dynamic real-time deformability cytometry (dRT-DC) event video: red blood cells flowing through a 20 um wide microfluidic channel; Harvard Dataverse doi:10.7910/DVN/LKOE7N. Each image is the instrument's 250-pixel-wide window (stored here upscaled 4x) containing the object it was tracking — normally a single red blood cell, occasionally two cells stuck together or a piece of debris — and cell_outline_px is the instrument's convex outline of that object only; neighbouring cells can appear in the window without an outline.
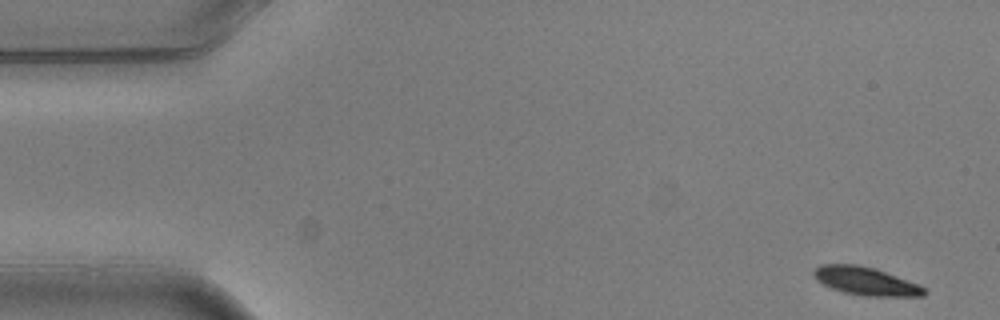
{"species": "common noctule bat (a hibernating species)", "species_latin": "Nyctalus noctula", "temperature_condition": "warm", "stored_images_in_passage": 6, "camera_frame_rate_fps": 3000, "um_per_image_px": 0.085, "animal": {"sex": "male", "body_mass_g": 20.5, "forearm_length_mm": 52.5}, "frame": {"image": 1, "passage_image": 1, "time_ms": 0.0, "image_size_px": [1000, 320], "cell_outline_px": [[928, 292], [924, 296], [864, 296], [844, 292], [832, 288], [816, 280], [812, 272], [820, 264], [860, 264], [876, 268], [920, 284]], "centroid_in_image_um": [73.62, 23.88], "position_along_channel_um": 11.4, "area_um2": 18.32}}
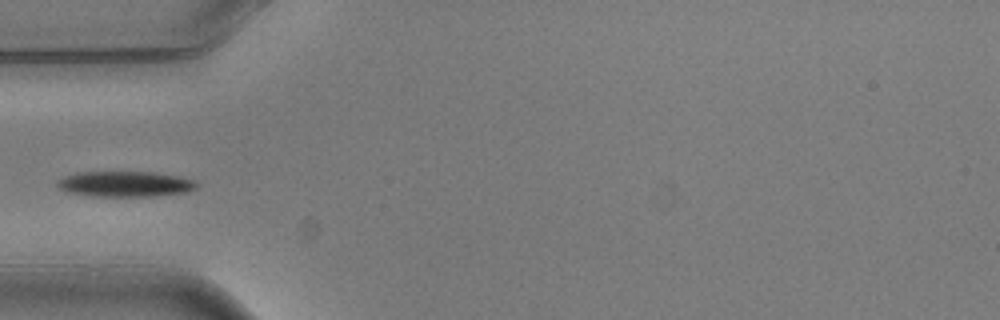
{"frame": {"image": 2, "passage_image": 5, "time_ms": 1.333, "image_size_px": [1000, 320], "cell_outline_px": [[196, 188], [188, 192], [152, 196], [92, 196], [64, 192], [56, 184], [64, 176], [76, 172], [156, 172], [180, 176], [196, 180]], "centroid_in_image_um": [10.65, 15.63], "position_along_channel_um": 74.4, "area_um2": 20.87}}
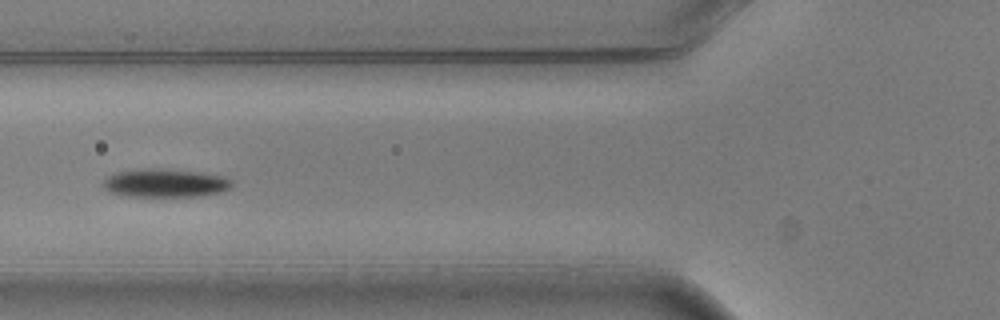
{"frame": {"image": 3, "passage_image": 6, "time_ms": 1.667, "image_size_px": [1000, 320], "cell_outline_px": [[232, 184], [228, 188], [220, 192], [200, 196], [128, 196], [108, 192], [104, 188], [104, 180], [108, 176], [116, 172], [144, 168], [160, 168], [192, 172], [220, 176], [232, 180]], "centroid_in_image_um": [13.98, 15.56], "position_along_channel_um": 111.8, "area_um2": 20.92}}